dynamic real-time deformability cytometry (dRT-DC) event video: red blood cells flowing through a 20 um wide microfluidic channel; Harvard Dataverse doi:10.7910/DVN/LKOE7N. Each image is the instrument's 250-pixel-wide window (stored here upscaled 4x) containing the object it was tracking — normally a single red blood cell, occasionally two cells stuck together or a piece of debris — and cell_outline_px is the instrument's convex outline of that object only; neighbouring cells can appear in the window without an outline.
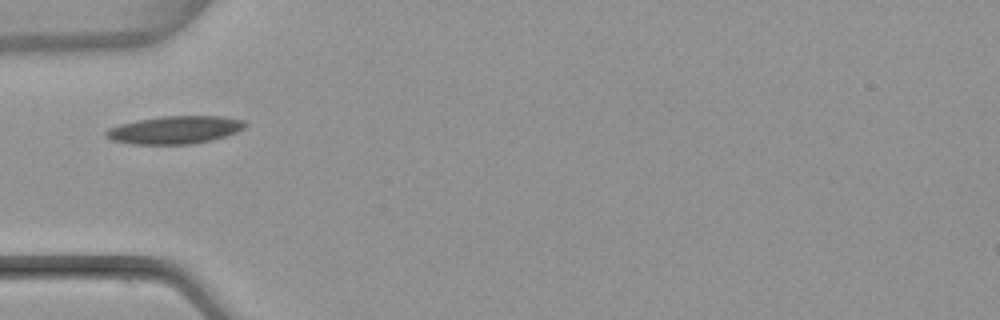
{"species": "common noctule bat (a hibernating species)", "species_latin": "Nyctalus noctula", "temperature_condition": "warm", "stored_images_in_passage": 3, "camera_frame_rate_fps": 3000, "um_per_image_px": 0.085, "animal": {"sex": "female", "body_mass_g": 22.7, "forearm_length_mm": 54.2}, "frame": {"image": 1, "passage_image": 1, "time_ms": 0.0, "image_size_px": [1000, 320], "cell_outline_px": [[248, 124], [244, 128], [236, 132], [212, 140], [188, 144], [132, 144], [112, 140], [104, 136], [104, 132], [108, 128], [120, 124], [136, 120], [164, 116], [220, 116], [244, 120]], "centroid_in_image_um": [14.84, 11.04], "position_along_channel_um": 70.2, "area_um2": 22.54}}
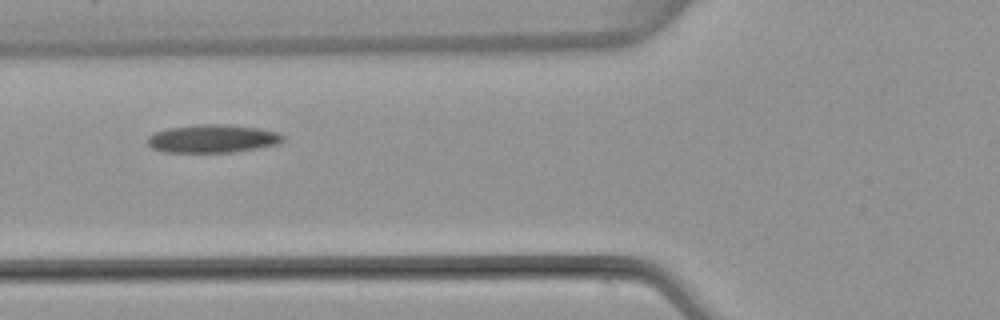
{"frame": {"image": 2, "passage_image": 2, "time_ms": 1.0, "image_size_px": [1000, 320], "cell_outline_px": [[284, 140], [280, 144], [232, 152], [164, 152], [152, 148], [148, 144], [148, 136], [156, 132], [168, 128], [200, 124], [228, 124], [256, 128], [276, 132], [284, 136]], "centroid_in_image_um": [18.07, 11.78], "position_along_channel_um": 107.7, "area_um2": 22.08}}
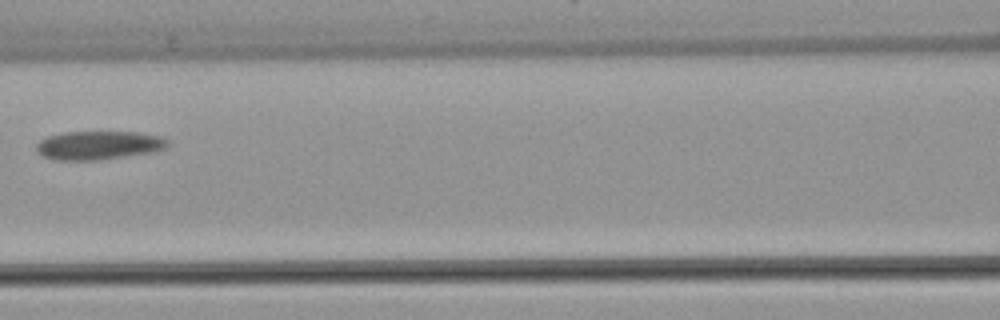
{"frame": {"image": 3, "passage_image": 3, "time_ms": 2.333, "image_size_px": [1000, 320], "cell_outline_px": [[168, 144], [164, 148], [152, 152], [100, 160], [56, 160], [44, 156], [36, 152], [36, 144], [40, 140], [48, 136], [64, 132], [136, 132], [160, 136], [168, 140]], "centroid_in_image_um": [8.35, 12.35], "position_along_channel_um": 158.2, "area_um2": 21.85}}